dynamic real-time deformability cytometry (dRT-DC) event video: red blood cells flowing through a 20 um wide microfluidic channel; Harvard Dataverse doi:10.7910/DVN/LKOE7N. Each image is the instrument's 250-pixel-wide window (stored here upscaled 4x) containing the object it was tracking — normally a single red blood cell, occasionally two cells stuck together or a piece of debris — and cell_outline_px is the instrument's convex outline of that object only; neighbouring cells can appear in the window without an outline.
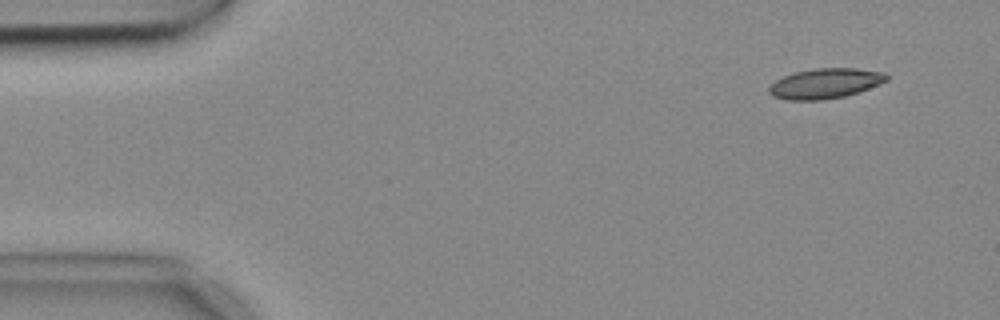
{"species": "common noctule bat (a hibernating species)", "species_latin": "Nyctalus noctula", "temperature_condition": "cold", "stored_images_in_passage": 4, "camera_frame_rate_fps": 3000, "um_per_image_px": 0.085, "animal": {"sex": "female", "body_mass_g": 18.4}, "frame": {"image": 1, "passage_image": 1, "time_ms": 0.0, "image_size_px": [1000, 320], "cell_outline_px": [[888, 80], [868, 88], [844, 96], [820, 100], [784, 100], [772, 96], [768, 92], [768, 88], [776, 80], [792, 72], [816, 68], [856, 68], [884, 72], [888, 76]], "centroid_in_image_um": [70.1, 7.09], "position_along_channel_um": 14.9, "area_um2": 20.58}}
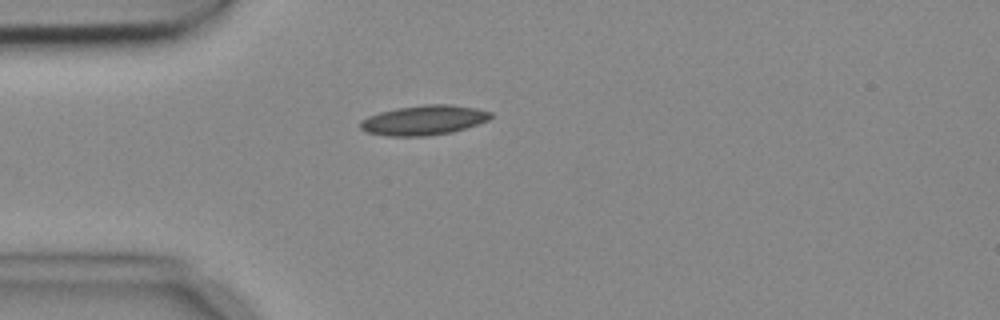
{"frame": {"image": 2, "passage_image": 4, "time_ms": 1.0, "image_size_px": [1000, 320], "cell_outline_px": [[492, 116], [488, 120], [452, 132], [428, 136], [388, 136], [368, 132], [360, 128], [360, 120], [368, 116], [380, 112], [396, 108], [424, 104], [452, 104], [476, 108], [492, 112]], "centroid_in_image_um": [36.02, 10.2], "position_along_channel_um": 49.0, "area_um2": 22.6}}